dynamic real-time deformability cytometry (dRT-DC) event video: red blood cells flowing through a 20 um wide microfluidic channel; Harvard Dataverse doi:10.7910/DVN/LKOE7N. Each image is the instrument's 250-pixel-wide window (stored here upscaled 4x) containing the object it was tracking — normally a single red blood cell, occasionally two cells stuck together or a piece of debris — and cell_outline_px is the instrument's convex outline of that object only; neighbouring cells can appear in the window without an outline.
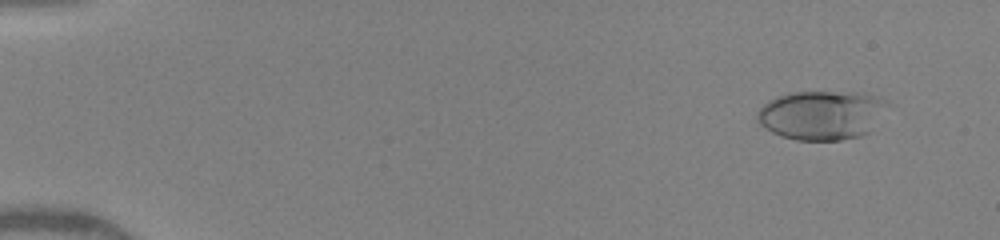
{"species": "human", "species_latin": "Homo sapiens", "temperature_condition": "warm", "stored_images_in_passage": 49, "camera_frame_rate_fps": 3000, "um_per_image_px": 0.085, "donor": {"sex": "female"}, "frame": {"image": 1, "passage_image": 1, "time_ms": 0.0, "image_size_px": [1000, 240], "cell_outline_px": [[888, 104], [868, 132], [860, 136], [840, 140], [796, 140], [780, 136], [772, 132], [760, 124], [756, 120], [756, 112], [768, 100], [776, 96], [792, 92], [860, 92], [872, 96]], "centroid_in_image_um": [69.75, 9.78], "position_along_channel_um": 15.3, "area_um2": 36.93}}
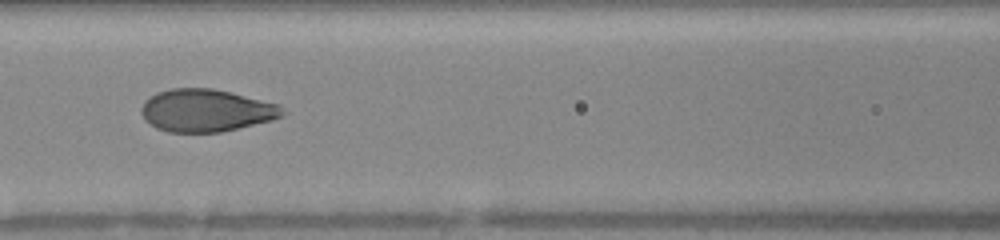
{"frame": {"image": 2, "passage_image": 24, "time_ms": 6.333, "image_size_px": [1000, 240], "cell_outline_px": [[284, 116], [272, 120], [220, 132], [168, 132], [156, 128], [140, 112], [140, 108], [144, 100], [156, 92], [172, 88], [212, 88], [280, 104], [284, 112]], "centroid_in_image_um": [17.51, 9.38], "position_along_channel_um": 149.1, "area_um2": 34.85}}
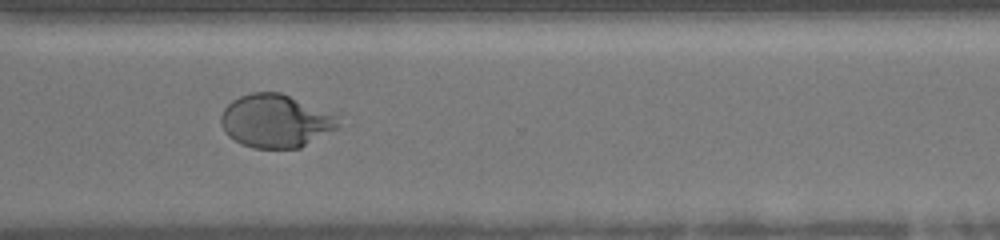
{"frame": {"image": 3, "passage_image": 48, "time_ms": 11.0, "image_size_px": [1000, 240], "cell_outline_px": [[340, 128], [300, 148], [256, 148], [240, 144], [228, 136], [224, 132], [220, 124], [220, 116], [224, 108], [232, 100], [240, 96], [252, 92], [280, 92], [340, 116]], "centroid_in_image_um": [23.44, 10.29], "position_along_channel_um": 347.2, "area_um2": 36.76}}